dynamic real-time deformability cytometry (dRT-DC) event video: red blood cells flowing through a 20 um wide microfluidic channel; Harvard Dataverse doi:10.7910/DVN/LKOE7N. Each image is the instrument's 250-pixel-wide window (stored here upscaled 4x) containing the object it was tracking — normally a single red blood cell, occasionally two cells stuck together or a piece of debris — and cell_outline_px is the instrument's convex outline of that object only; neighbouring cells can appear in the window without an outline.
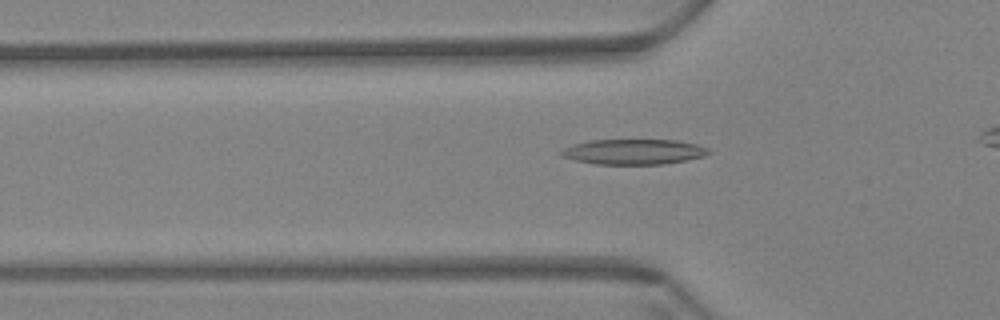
{"species": "Egyptian fruit bat (a non-hibernating species)", "species_latin": "Rousettus aegyptiacus", "temperature_condition": "warm", "stored_images_in_passage": 33, "camera_frame_rate_fps": 3000, "um_per_image_px": 0.085, "animal": {"sex": "female"}, "frame": {"image": 1, "passage_image": 4, "time_ms": 1.0, "image_size_px": [1000, 320], "cell_outline_px": [[712, 152], [704, 156], [664, 164], [596, 164], [576, 160], [560, 156], [560, 152], [564, 148], [572, 144], [588, 140], [676, 140], [696, 144], [708, 148]], "centroid_in_image_um": [53.85, 12.89], "position_along_channel_um": 72.0, "area_um2": 21.68}}
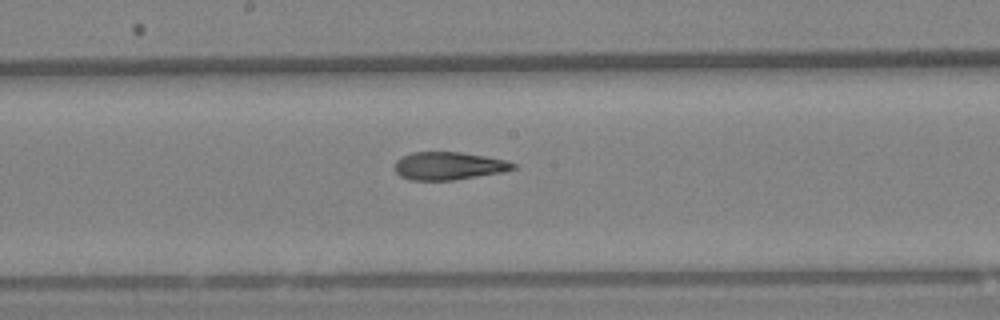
{"frame": {"image": 2, "passage_image": 16, "time_ms": 5.0, "image_size_px": [1000, 320], "cell_outline_px": [[516, 168], [500, 172], [452, 180], [408, 180], [400, 176], [392, 168], [396, 160], [412, 152], [460, 152], [484, 156], [504, 160], [516, 164]], "centroid_in_image_um": [38.06, 14.1], "position_along_channel_um": 210.1, "area_um2": 19.07}}
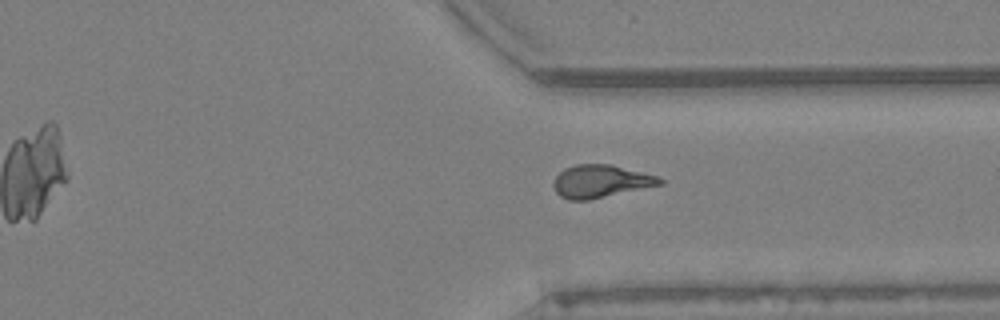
{"frame": {"image": 3, "passage_image": 29, "time_ms": 9.333, "image_size_px": [1000, 320], "cell_outline_px": [[664, 184], [588, 200], [568, 200], [560, 196], [556, 192], [552, 184], [556, 176], [564, 168], [576, 164], [608, 164], [656, 176], [664, 180]], "centroid_in_image_um": [51.02, 15.42], "position_along_channel_um": 360.4, "area_um2": 20.11}}